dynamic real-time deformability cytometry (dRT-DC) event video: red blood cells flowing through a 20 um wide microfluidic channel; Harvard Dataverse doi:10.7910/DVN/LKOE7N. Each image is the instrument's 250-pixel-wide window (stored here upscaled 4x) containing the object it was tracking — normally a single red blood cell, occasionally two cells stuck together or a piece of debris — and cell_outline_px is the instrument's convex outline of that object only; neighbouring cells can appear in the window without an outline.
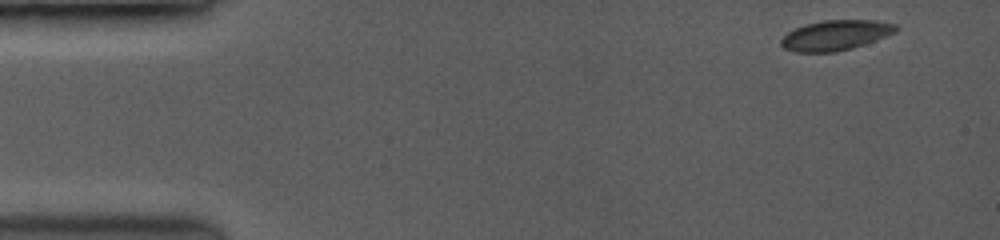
{"species": "common noctule bat (a hibernating species)", "species_latin": "Nyctalus noctula", "temperature_condition": "room temperature", "stored_images_in_passage": 72, "camera_frame_rate_fps": 3500, "um_per_image_px": 0.085, "animal": {"sex": "female", "body_mass_g": 19.0, "forearm_length_mm": 53.3}, "frame": {"image": 1, "passage_image": 1, "time_ms": 0.0, "image_size_px": [1000, 240], "cell_outline_px": [[896, 32], [864, 44], [832, 52], [796, 52], [784, 48], [780, 44], [780, 40], [788, 32], [796, 28], [808, 24], [824, 20], [872, 20], [896, 24]], "centroid_in_image_um": [70.99, 2.99], "position_along_channel_um": 14.0, "area_um2": 19.71}}
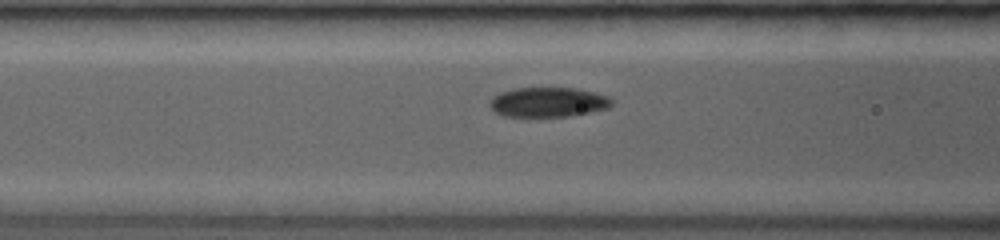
{"frame": {"image": 2, "passage_image": 26, "time_ms": 5.429, "image_size_px": [1000, 240], "cell_outline_px": [[612, 104], [608, 108], [588, 112], [564, 116], [504, 116], [496, 112], [492, 108], [492, 100], [496, 96], [504, 92], [516, 88], [576, 88], [592, 92], [604, 96], [612, 100]], "centroid_in_image_um": [46.61, 8.68], "position_along_channel_um": 120.0, "area_um2": 20.35}}
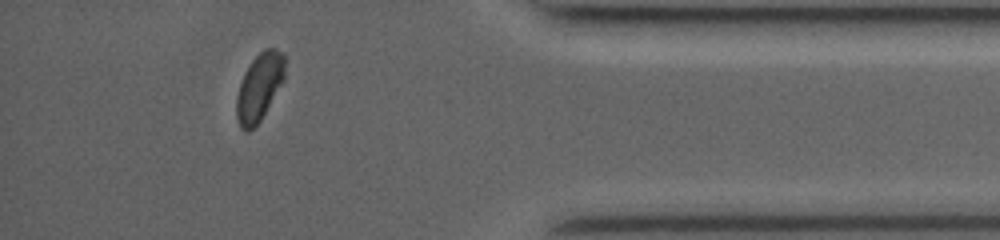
{"frame": {"image": 3, "passage_image": 63, "time_ms": 13.143, "image_size_px": [1000, 240], "cell_outline_px": [[284, 80], [260, 120], [248, 132], [244, 132], [240, 128], [236, 116], [236, 96], [244, 72], [252, 60], [264, 48], [276, 48], [284, 56]], "centroid_in_image_um": [22.02, 7.41], "position_along_channel_um": 413.2, "area_um2": 18.84}, "authors_computed_cell_mechanics": {"area_um2": 20.3456, "velocity_mm_per_s": 4.0683, "shape_relaxation_time_tau1_ms": 3.4466, "shape_relaxation_time_tau2_ms": null, "deformation_change_tau1": 0.0979, "deformation_change_tau2": null}}